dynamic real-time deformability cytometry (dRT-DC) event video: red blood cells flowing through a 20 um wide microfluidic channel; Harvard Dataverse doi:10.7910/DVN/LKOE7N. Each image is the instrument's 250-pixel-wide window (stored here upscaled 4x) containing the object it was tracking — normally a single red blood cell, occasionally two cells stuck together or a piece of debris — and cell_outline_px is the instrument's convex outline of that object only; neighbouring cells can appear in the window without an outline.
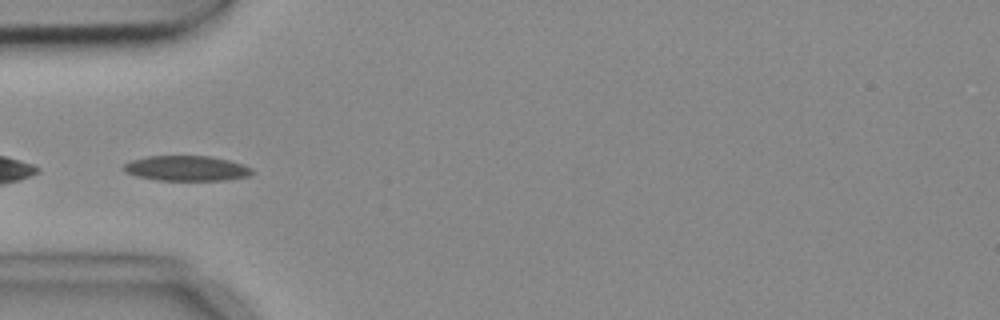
{"species": "common noctule bat (a hibernating species)", "species_latin": "Nyctalus noctula", "temperature_condition": "cold", "stored_images_in_passage": 6, "camera_frame_rate_fps": 3000, "um_per_image_px": 0.085, "animal": {"sex": "female", "body_mass_g": 18.4}, "frame": {"image": 1, "passage_image": 5, "time_ms": 1.333, "image_size_px": [1000, 320], "cell_outline_px": [[252, 172], [248, 176], [228, 180], [156, 180], [136, 176], [124, 172], [124, 164], [132, 160], [148, 156], [208, 156], [228, 160], [252, 168]], "centroid_in_image_um": [15.82, 14.31], "position_along_channel_um": 69.2, "area_um2": 18.67}}